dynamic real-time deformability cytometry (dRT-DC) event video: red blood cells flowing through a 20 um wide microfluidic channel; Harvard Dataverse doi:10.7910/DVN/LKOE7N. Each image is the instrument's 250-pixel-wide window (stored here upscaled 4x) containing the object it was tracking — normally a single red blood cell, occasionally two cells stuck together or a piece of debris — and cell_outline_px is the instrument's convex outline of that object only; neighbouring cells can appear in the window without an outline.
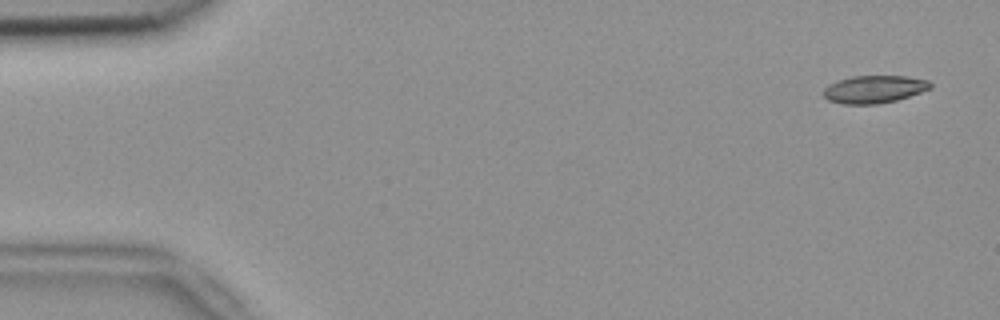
{"species": "common noctule bat (a hibernating species)", "species_latin": "Nyctalus noctula", "temperature_condition": "room temperature", "stored_images_in_passage": 15, "camera_frame_rate_fps": 3000, "um_per_image_px": 0.085, "animal": {"sex": "female", "body_mass_g": 18.4}, "frame": {"image": 1, "passage_image": 1, "time_ms": 0.0, "image_size_px": [1000, 320], "cell_outline_px": [[932, 88], [896, 100], [876, 104], [844, 104], [828, 100], [824, 96], [824, 88], [828, 84], [852, 76], [904, 76], [928, 80], [932, 84]], "centroid_in_image_um": [74.3, 7.58], "position_along_channel_um": 10.7, "area_um2": 17.05}}